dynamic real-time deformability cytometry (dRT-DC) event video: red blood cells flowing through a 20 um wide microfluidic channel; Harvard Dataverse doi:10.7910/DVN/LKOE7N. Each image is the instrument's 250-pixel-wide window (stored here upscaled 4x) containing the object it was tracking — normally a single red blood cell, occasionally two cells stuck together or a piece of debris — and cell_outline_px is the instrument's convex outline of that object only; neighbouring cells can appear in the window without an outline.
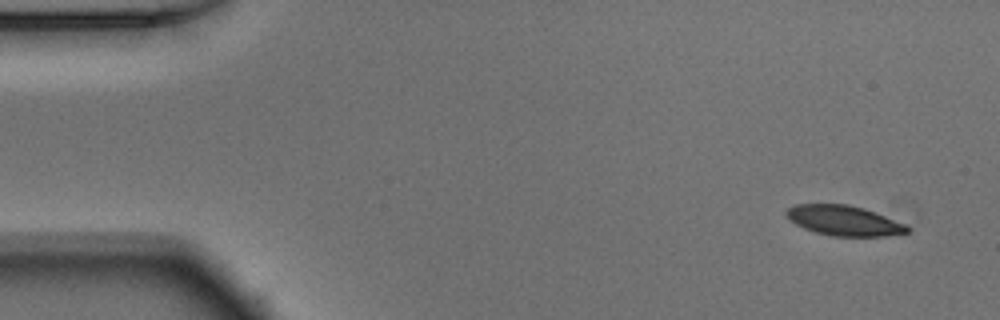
{"species": "Egyptian fruit bat (a non-hibernating species)", "species_latin": "Rousettus aegyptiacus", "temperature_condition": "warm", "stored_images_in_passage": 49, "camera_frame_rate_fps": 3000, "um_per_image_px": 0.085, "animal": {"sex": "male"}, "frame": {"image": 1, "passage_image": 1, "time_ms": 0.0, "image_size_px": [1000, 320], "cell_outline_px": [[912, 228], [908, 232], [888, 236], [832, 236], [816, 232], [804, 228], [796, 224], [784, 212], [788, 208], [796, 204], [848, 204], [864, 208], [876, 212], [904, 224]], "centroid_in_image_um": [71.76, 18.75], "position_along_channel_um": 13.2, "area_um2": 21.1}}
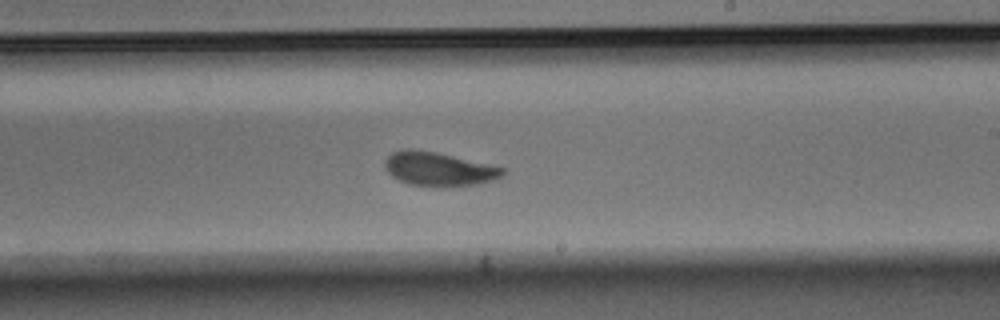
{"frame": {"image": 2, "passage_image": 28, "time_ms": 9.0, "image_size_px": [1000, 320], "cell_outline_px": [[504, 176], [480, 184], [444, 188], [440, 188], [408, 184], [392, 176], [384, 168], [384, 160], [392, 152], [404, 148], [412, 148], [436, 152], [504, 168]], "centroid_in_image_um": [37.26, 14.38], "position_along_channel_um": 251.7, "area_um2": 23.58}}
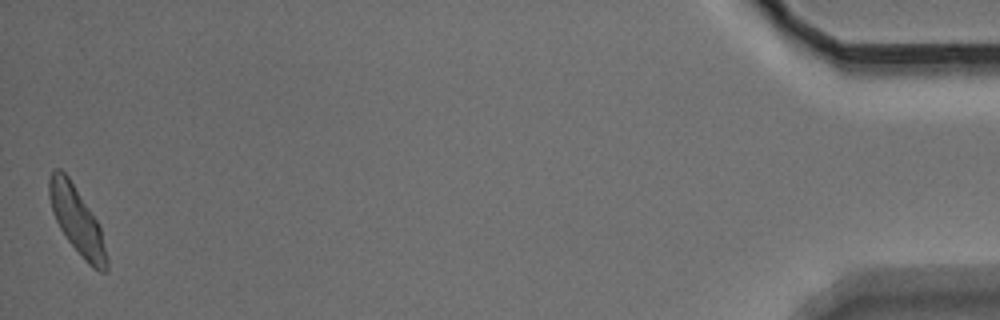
{"frame": {"image": 3, "passage_image": 49, "time_ms": 16.0, "image_size_px": [1000, 320], "cell_outline_px": [[108, 268], [104, 272], [100, 272], [92, 268], [84, 260], [68, 240], [60, 228], [52, 212], [48, 196], [48, 180], [52, 172], [56, 168], [60, 168], [68, 176], [96, 220], [100, 228], [108, 260]], "centroid_in_image_um": [6.52, 18.75], "position_along_channel_um": 428.7, "area_um2": 22.14}, "authors_computed_cell_mechanics": {"area_um2": 22.831, "velocity_mm_per_s": 3.8806, "shape_relaxation_time_tau1_ms": 2.3011, "shape_relaxation_time_tau2_ms": 1.8256, "deformation_change_tau1": 0.1137, "deformation_change_tau2": 0.0762}}